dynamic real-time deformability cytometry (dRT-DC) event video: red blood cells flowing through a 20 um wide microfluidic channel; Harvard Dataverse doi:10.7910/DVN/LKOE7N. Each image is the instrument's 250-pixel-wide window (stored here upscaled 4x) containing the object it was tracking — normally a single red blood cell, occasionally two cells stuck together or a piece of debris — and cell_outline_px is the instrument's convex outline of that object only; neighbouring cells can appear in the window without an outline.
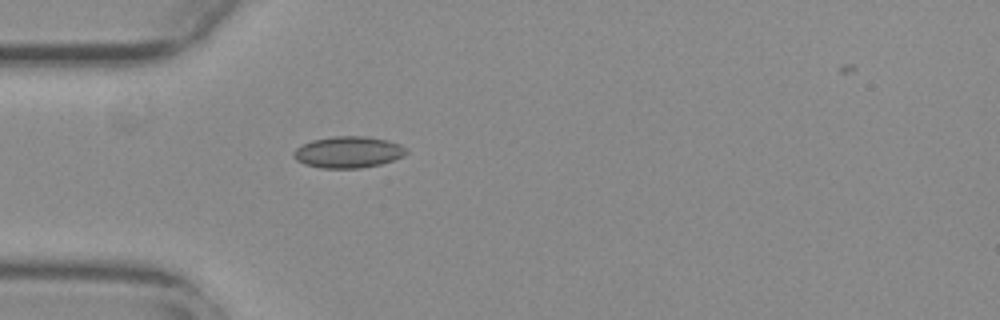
{"species": "common noctule bat (a hibernating species)", "species_latin": "Nyctalus noctula", "temperature_condition": "warm", "stored_images_in_passage": 40, "camera_frame_rate_fps": 3000, "um_per_image_px": 0.085, "animal": {"sex": "female", "body_mass_g": 29.2, "forearm_length_mm": 56.3}, "frame": {"image": 1, "passage_image": 1, "time_ms": 0.0, "image_size_px": [1000, 320], "cell_outline_px": [[408, 152], [404, 156], [380, 164], [360, 168], [320, 168], [304, 164], [296, 160], [292, 156], [292, 152], [296, 148], [312, 140], [332, 136], [364, 136], [388, 140], [400, 144], [408, 148]], "centroid_in_image_um": [29.6, 12.93], "position_along_channel_um": 55.4, "area_um2": 20.81}}
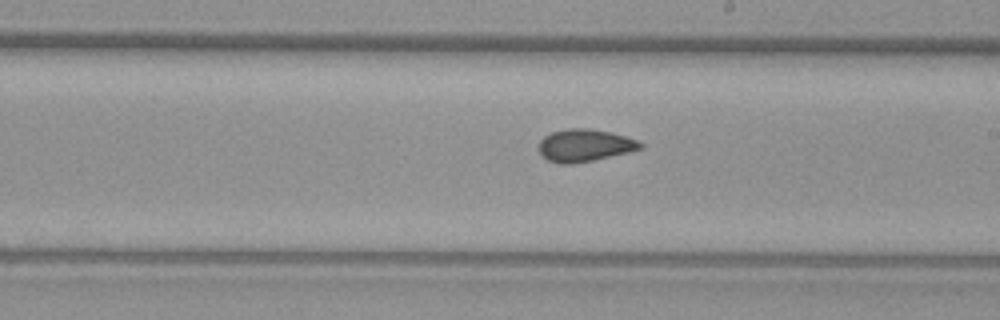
{"frame": {"image": 2, "passage_image": 16, "time_ms": 5.0, "image_size_px": [1000, 320], "cell_outline_px": [[644, 148], [628, 152], [592, 160], [572, 164], [560, 164], [548, 160], [540, 152], [540, 140], [544, 136], [552, 132], [568, 128], [588, 128], [612, 132], [636, 140], [644, 144]], "centroid_in_image_um": [49.71, 12.35], "position_along_channel_um": 239.3, "area_um2": 19.02}}
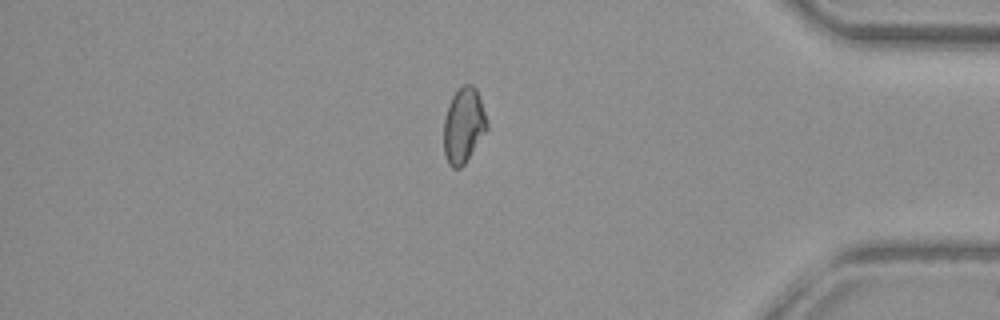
{"frame": {"image": 3, "passage_image": 31, "time_ms": 10.0, "image_size_px": [1000, 320], "cell_outline_px": [[488, 128], [464, 164], [460, 168], [452, 168], [448, 164], [444, 156], [444, 120], [448, 104], [452, 96], [464, 84], [472, 84], [476, 88], [488, 124]], "centroid_in_image_um": [39.38, 10.67], "position_along_channel_um": 395.8, "area_um2": 18.79}}